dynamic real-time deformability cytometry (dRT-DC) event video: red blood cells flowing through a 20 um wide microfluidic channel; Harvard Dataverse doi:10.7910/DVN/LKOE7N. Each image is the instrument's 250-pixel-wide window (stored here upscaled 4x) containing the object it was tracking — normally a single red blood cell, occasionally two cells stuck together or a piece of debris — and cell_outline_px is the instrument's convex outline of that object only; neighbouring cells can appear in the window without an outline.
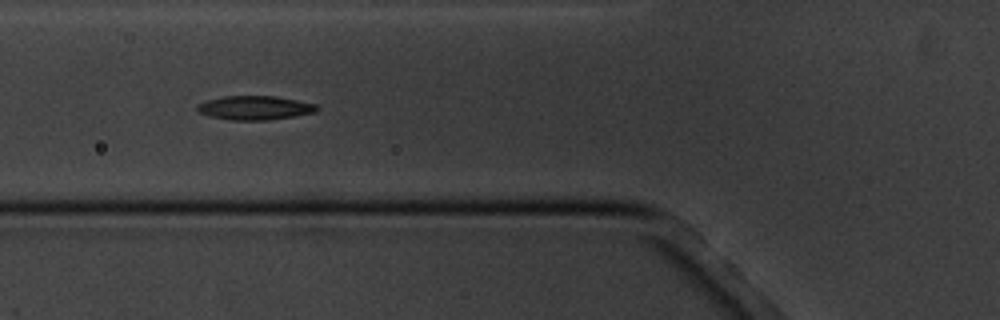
{"species": "common noctule bat (a hibernating species)", "species_latin": "Nyctalus noctula", "temperature_condition": "cold", "stored_images_in_passage": 12, "camera_frame_rate_fps": 3000, "um_per_image_px": 0.085, "animal": {"sex": "male", "body_mass_g": 20.1, "forearm_length_mm": 53.5}, "frame": {"image": 1, "passage_image": 6, "time_ms": 5.667, "image_size_px": [1000, 320], "cell_outline_px": [[320, 108], [316, 112], [268, 120], [228, 120], [212, 116], [200, 112], [196, 108], [196, 104], [208, 100], [224, 96], [276, 96], [316, 104]], "centroid_in_image_um": [21.67, 9.16], "position_along_channel_um": 104.1, "area_um2": 16.59}}
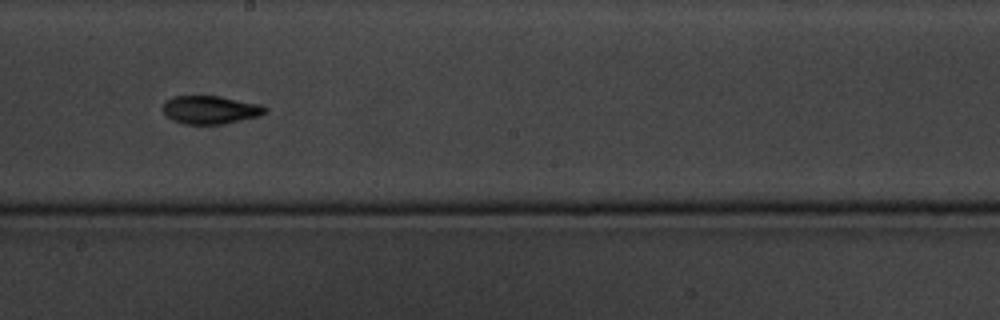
{"frame": {"image": 2, "passage_image": 9, "time_ms": 9.333, "image_size_px": [1000, 320], "cell_outline_px": [[268, 108], [260, 116], [224, 124], [184, 124], [172, 120], [164, 116], [160, 108], [164, 100], [172, 96], [220, 96], [260, 104]], "centroid_in_image_um": [17.8, 9.33], "position_along_channel_um": 230.4, "area_um2": 17.17}}
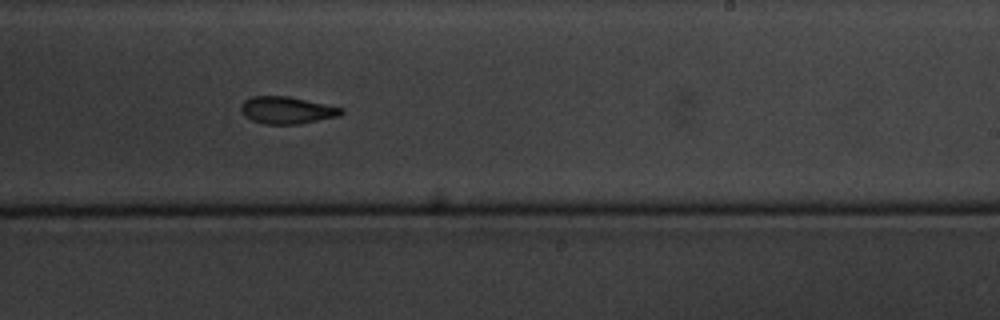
{"frame": {"image": 3, "passage_image": 10, "time_ms": 10.333, "image_size_px": [1000, 320], "cell_outline_px": [[344, 112], [340, 116], [300, 124], [264, 124], [252, 120], [244, 116], [240, 108], [244, 100], [252, 96], [288, 96], [344, 108]], "centroid_in_image_um": [24.4, 9.37], "position_along_channel_um": 264.6, "area_um2": 15.95}}